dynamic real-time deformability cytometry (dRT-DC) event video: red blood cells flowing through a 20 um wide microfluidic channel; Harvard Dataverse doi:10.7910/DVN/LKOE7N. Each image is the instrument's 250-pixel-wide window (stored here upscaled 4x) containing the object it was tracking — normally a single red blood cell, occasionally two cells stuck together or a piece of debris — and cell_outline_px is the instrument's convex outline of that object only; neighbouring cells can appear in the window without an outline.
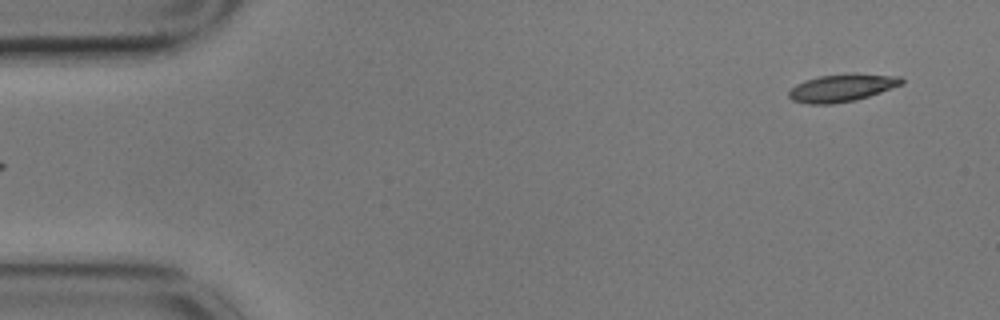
{"species": "common noctule bat (a hibernating species)", "species_latin": "Nyctalus noctula", "temperature_condition": "cold", "stored_images_in_passage": 17, "camera_frame_rate_fps": 3000, "um_per_image_px": 0.085, "animal": {"sex": "male", "body_mass_g": 17.9}, "frame": {"image": 1, "passage_image": 1, "time_ms": 0.0, "image_size_px": [1000, 320], "cell_outline_px": [[904, 84], [856, 100], [832, 104], [808, 104], [792, 100], [788, 96], [788, 92], [796, 84], [804, 80], [820, 76], [900, 76], [904, 80]], "centroid_in_image_um": [71.49, 7.52], "position_along_channel_um": 13.5, "area_um2": 17.22}}
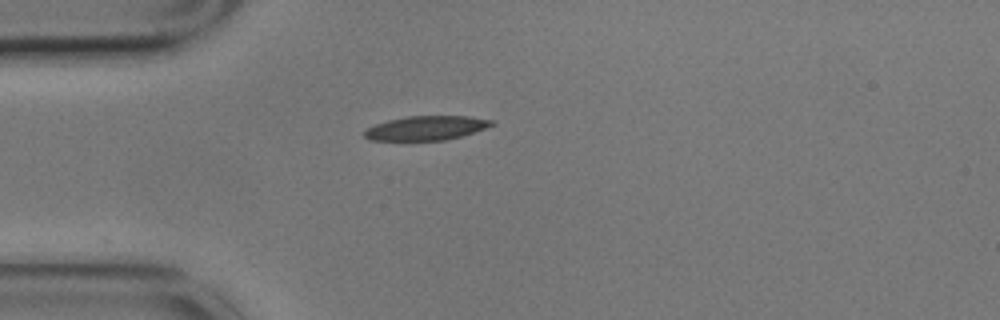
{"frame": {"image": 2, "passage_image": 12, "time_ms": 3.667, "image_size_px": [1000, 320], "cell_outline_px": [[496, 124], [460, 136], [444, 140], [368, 140], [364, 136], [364, 132], [368, 128], [376, 124], [388, 120], [408, 116], [468, 116], [496, 120]], "centroid_in_image_um": [36.24, 10.87], "position_along_channel_um": 48.8, "area_um2": 17.8}}